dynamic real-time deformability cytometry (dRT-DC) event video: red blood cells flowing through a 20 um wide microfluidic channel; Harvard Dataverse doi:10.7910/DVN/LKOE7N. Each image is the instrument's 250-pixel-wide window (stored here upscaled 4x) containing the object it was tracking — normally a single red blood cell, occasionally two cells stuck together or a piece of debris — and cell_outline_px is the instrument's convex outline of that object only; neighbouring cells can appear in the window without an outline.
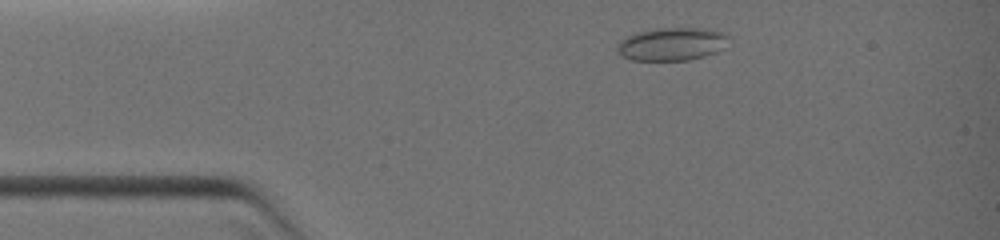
{"species": "common noctule bat (a hibernating species)", "species_latin": "Nyctalus noctula", "temperature_condition": "warm", "stored_images_in_passage": 33, "camera_frame_rate_fps": 3000, "um_per_image_px": 0.085, "animal": {"sex": "female", "body_mass_g": 19.0, "forearm_length_mm": 51.5}, "frame": {"image": 1, "passage_image": 6, "time_ms": 1.667, "image_size_px": [1000, 240], "cell_outline_px": [[728, 36], [724, 48], [716, 52], [704, 56], [688, 60], [632, 60], [624, 56], [616, 48], [616, 44], [620, 40], [636, 32], [656, 28], [708, 28], [724, 32]], "centroid_in_image_um": [57.12, 3.73], "position_along_channel_um": 27.9, "area_um2": 21.44}}
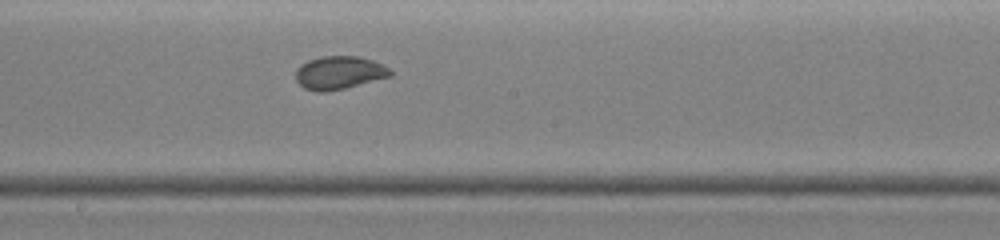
{"frame": {"image": 2, "passage_image": 22, "time_ms": 6.667, "image_size_px": [1000, 240], "cell_outline_px": [[392, 76], [344, 88], [324, 92], [316, 92], [304, 88], [296, 80], [296, 68], [300, 64], [308, 60], [320, 56], [360, 56], [384, 64], [392, 72]], "centroid_in_image_um": [28.82, 6.17], "position_along_channel_um": 219.4, "area_um2": 18.38}}
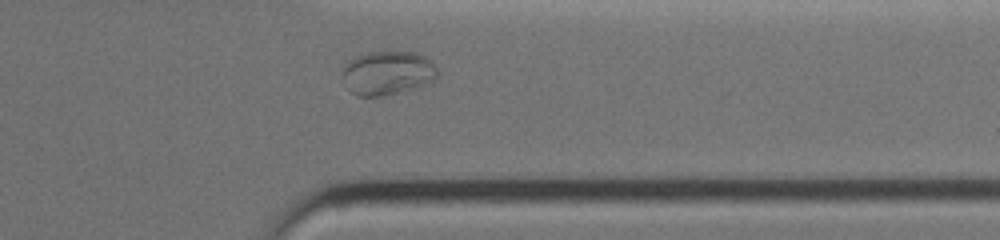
{"frame": {"image": 3, "passage_image": 31, "time_ms": 10.0, "image_size_px": [1000, 240], "cell_outline_px": [[436, 80], [388, 96], [356, 96], [348, 88], [340, 76], [344, 64], [348, 60], [356, 56], [368, 52], [416, 52], [432, 60], [436, 68]], "centroid_in_image_um": [32.9, 6.2], "position_along_channel_um": 378.5, "area_um2": 24.57}}